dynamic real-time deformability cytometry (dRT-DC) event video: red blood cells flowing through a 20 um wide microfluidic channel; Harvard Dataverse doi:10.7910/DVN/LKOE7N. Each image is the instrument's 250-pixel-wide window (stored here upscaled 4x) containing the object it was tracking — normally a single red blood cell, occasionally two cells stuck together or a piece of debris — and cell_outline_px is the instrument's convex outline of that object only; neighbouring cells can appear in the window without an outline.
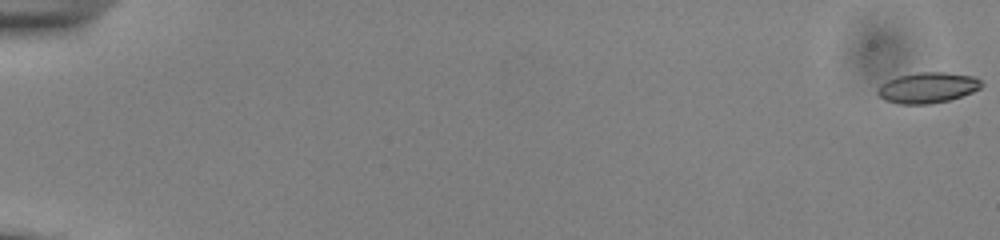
{"species": "common noctule bat (a hibernating species)", "species_latin": "Nyctalus noctula", "temperature_condition": "cold", "stored_images_in_passage": 53, "camera_frame_rate_fps": 3000, "um_per_image_px": 0.085, "animal": {"sex": "male", "body_mass_g": 13.0, "forearm_length_mm": 53.1}, "frame": {"image": 1, "passage_image": 1, "time_ms": 0.0, "image_size_px": [1000, 240], "cell_outline_px": [[984, 84], [980, 88], [972, 92], [948, 100], [932, 104], [900, 104], [884, 100], [876, 92], [876, 88], [880, 84], [896, 76], [920, 72], [944, 72], [976, 76]], "centroid_in_image_um": [78.83, 7.45], "position_along_channel_um": 6.2, "area_um2": 18.73}}
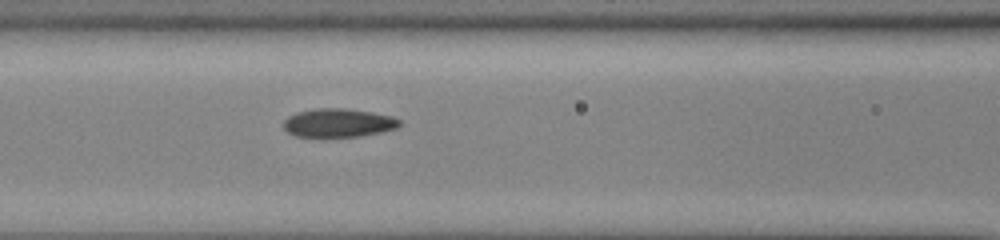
{"frame": {"image": 2, "passage_image": 26, "time_ms": 8.333, "image_size_px": [1000, 240], "cell_outline_px": [[400, 124], [396, 128], [380, 132], [360, 136], [324, 140], [296, 136], [288, 132], [284, 128], [284, 120], [288, 116], [296, 112], [316, 108], [344, 108], [372, 112], [392, 116], [400, 120]], "centroid_in_image_um": [28.7, 10.48], "position_along_channel_um": 137.9, "area_um2": 20.06}}
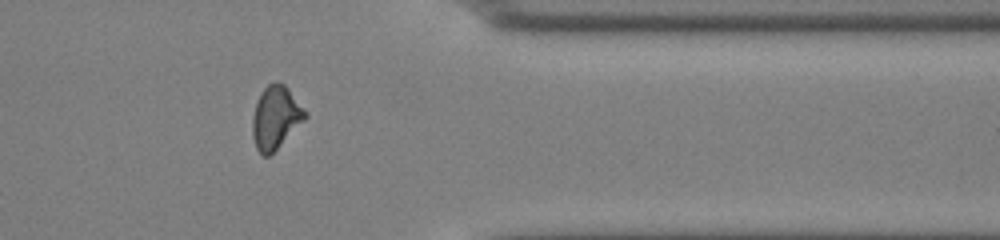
{"frame": {"image": 3, "passage_image": 46, "time_ms": 15.0, "image_size_px": [1000, 240], "cell_outline_px": [[308, 116], [268, 156], [264, 156], [256, 148], [252, 136], [252, 116], [260, 92], [268, 84], [276, 80], [284, 84], [288, 88], [308, 112]], "centroid_in_image_um": [23.42, 9.94], "position_along_channel_um": 388.0, "area_um2": 19.19}}